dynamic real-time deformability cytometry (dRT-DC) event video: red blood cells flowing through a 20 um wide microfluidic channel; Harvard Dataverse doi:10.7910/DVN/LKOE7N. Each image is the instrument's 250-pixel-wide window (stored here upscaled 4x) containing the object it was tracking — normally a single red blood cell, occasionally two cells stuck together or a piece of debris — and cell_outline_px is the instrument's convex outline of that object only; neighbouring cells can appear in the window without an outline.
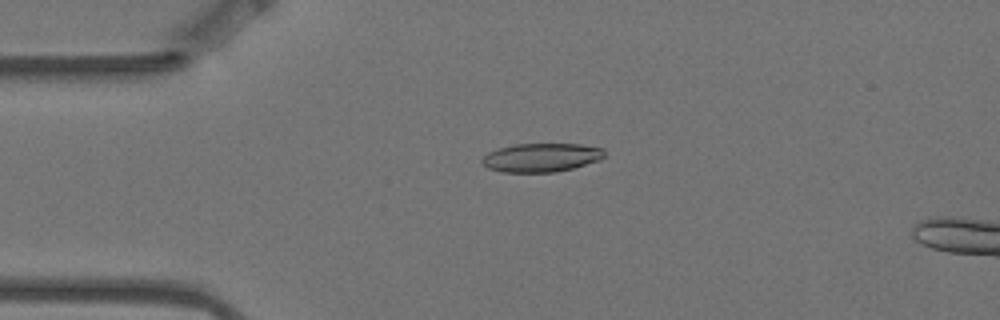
{"species": "Egyptian fruit bat (a non-hibernating species)", "species_latin": "Rousettus aegyptiacus", "temperature_condition": "warm", "stored_images_in_passage": 6, "camera_frame_rate_fps": 3000, "um_per_image_px": 0.085, "animal": {"sex": "female"}, "frame": {"image": 1, "passage_image": 4, "time_ms": 1.0, "image_size_px": [1000, 320], "cell_outline_px": [[604, 156], [600, 160], [572, 168], [556, 172], [500, 172], [488, 168], [480, 164], [480, 160], [488, 152], [500, 148], [516, 144], [580, 144], [604, 148]], "centroid_in_image_um": [45.99, 13.39], "position_along_channel_um": 39.0, "area_um2": 20.52}}